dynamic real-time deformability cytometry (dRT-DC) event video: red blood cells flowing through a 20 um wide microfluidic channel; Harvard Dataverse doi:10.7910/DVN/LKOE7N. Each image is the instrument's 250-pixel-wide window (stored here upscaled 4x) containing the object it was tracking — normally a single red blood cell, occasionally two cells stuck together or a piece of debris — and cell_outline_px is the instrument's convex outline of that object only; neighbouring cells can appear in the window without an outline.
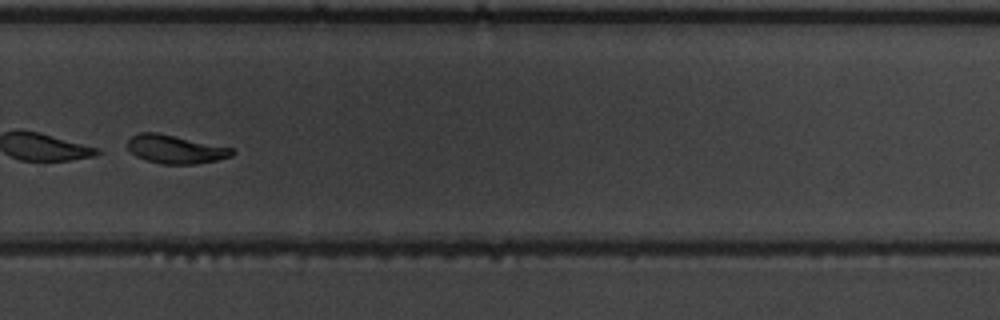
{"species": "common noctule bat (a hibernating species)", "species_latin": "Nyctalus noctula", "temperature_condition": "warm", "stored_images_in_passage": 52, "camera_frame_rate_fps": 3000, "um_per_image_px": 0.085, "animal": {"sex": "male", "body_mass_g": 19.5, "forearm_length_mm": 54.6}, "frame": {"image": 1, "passage_image": 37, "time_ms": 12.0, "image_size_px": [1000, 320], "cell_outline_px": [[236, 152], [232, 156], [216, 160], [196, 164], [164, 164], [148, 160], [136, 156], [128, 148], [128, 140], [132, 136], [140, 132], [156, 132], [232, 148]], "centroid_in_image_um": [14.92, 12.69], "position_along_channel_um": 314.9, "area_um2": 17.05}}